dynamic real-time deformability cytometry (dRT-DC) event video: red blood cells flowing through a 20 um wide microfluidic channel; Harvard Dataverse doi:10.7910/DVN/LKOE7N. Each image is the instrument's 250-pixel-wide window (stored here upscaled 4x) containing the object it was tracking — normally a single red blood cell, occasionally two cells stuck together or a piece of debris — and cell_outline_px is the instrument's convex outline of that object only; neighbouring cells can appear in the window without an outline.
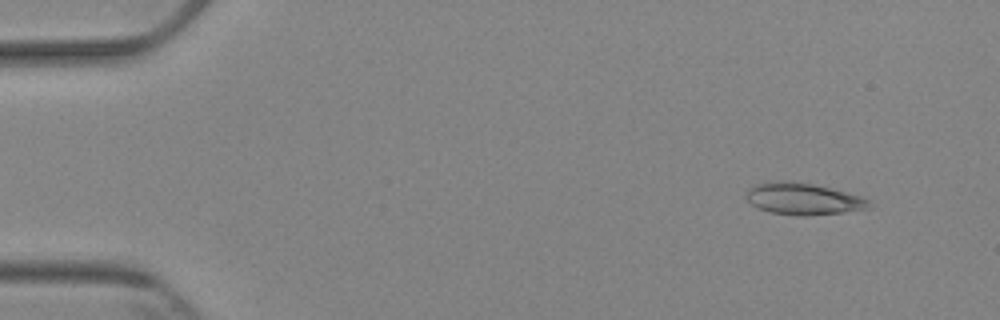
{"species": "Egyptian fruit bat (a non-hibernating species)", "species_latin": "Rousettus aegyptiacus", "temperature_condition": "cold", "stored_images_in_passage": 6, "camera_frame_rate_fps": 3000, "um_per_image_px": 0.085, "animal": {"sex": "female"}, "frame": {"image": 1, "passage_image": 2, "time_ms": 1.333, "image_size_px": [1000, 320], "cell_outline_px": [[872, 208], [808, 216], [800, 216], [768, 212], [756, 208], [744, 196], [744, 192], [748, 188], [756, 184], [812, 184], [832, 188], [860, 196], [868, 200]], "centroid_in_image_um": [68.28, 16.96], "position_along_channel_um": 16.7, "area_um2": 21.96}}
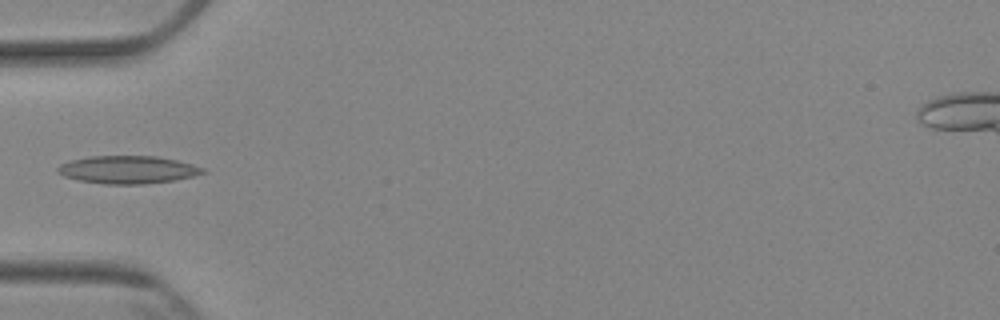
{"frame": {"image": 2, "passage_image": 5, "time_ms": 5.667, "image_size_px": [1000, 320], "cell_outline_px": [[208, 172], [192, 176], [172, 180], [144, 184], [104, 184], [80, 180], [64, 176], [56, 172], [56, 168], [60, 164], [72, 160], [88, 156], [156, 156], [176, 160], [192, 164], [204, 168]], "centroid_in_image_um": [10.85, 14.42], "position_along_channel_um": 74.2, "area_um2": 23.41}}
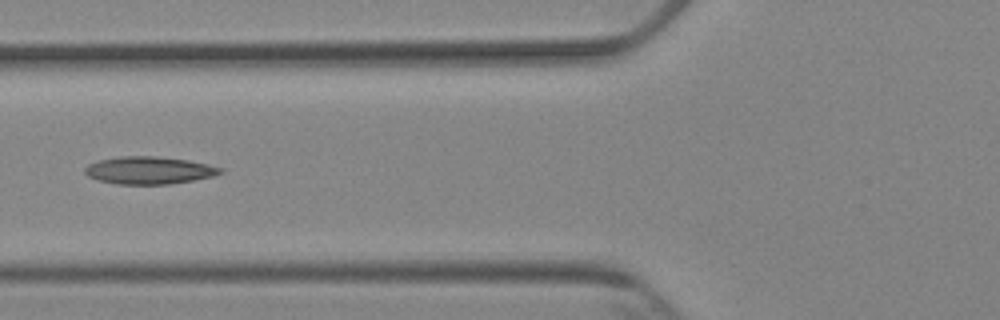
{"frame": {"image": 3, "passage_image": 6, "time_ms": 6.667, "image_size_px": [1000, 320], "cell_outline_px": [[224, 172], [212, 176], [192, 180], [168, 184], [116, 184], [100, 180], [88, 176], [84, 172], [84, 168], [88, 164], [100, 160], [120, 156], [156, 156], [188, 160], [208, 164], [224, 168]], "centroid_in_image_um": [12.68, 14.47], "position_along_channel_um": 113.1, "area_um2": 21.62}}